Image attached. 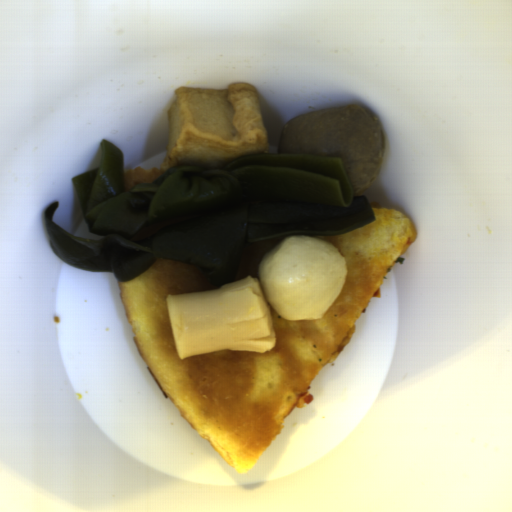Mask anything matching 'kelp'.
<instances>
[{
  "label": "kelp",
  "mask_w": 512,
  "mask_h": 512,
  "mask_svg": "<svg viewBox=\"0 0 512 512\" xmlns=\"http://www.w3.org/2000/svg\"><path fill=\"white\" fill-rule=\"evenodd\" d=\"M99 147V168L72 183L89 234L103 238L54 224L57 201L43 212L44 230L62 261L112 272L118 282L170 260L195 266L209 285L222 286L233 281L248 244L342 235L376 220L339 157L264 152L217 169L184 164L125 190L122 150L107 139Z\"/></svg>",
  "instance_id": "1"
}]
</instances>
